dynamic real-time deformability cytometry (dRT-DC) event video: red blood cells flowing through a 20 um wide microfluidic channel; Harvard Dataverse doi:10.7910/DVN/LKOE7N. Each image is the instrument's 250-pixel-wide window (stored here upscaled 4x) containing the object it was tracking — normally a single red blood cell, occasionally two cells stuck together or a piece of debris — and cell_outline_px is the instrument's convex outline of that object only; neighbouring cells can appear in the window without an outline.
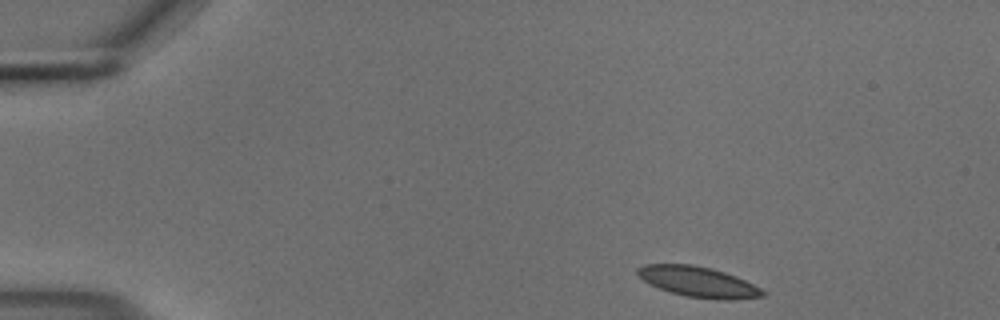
{"species": "common noctule bat (a hibernating species)", "species_latin": "Nyctalus noctula", "temperature_condition": "cold", "stored_images_in_passage": 48, "camera_frame_rate_fps": 3000, "um_per_image_px": 0.085, "animal": {"sex": "male", "body_mass_g": 18.8}, "frame": {"image": 1, "passage_image": 1, "time_ms": 0.0, "image_size_px": [1000, 320], "cell_outline_px": [[768, 292], [764, 296], [728, 300], [716, 300], [684, 296], [660, 288], [644, 280], [636, 272], [636, 268], [644, 264], [692, 264], [712, 268], [736, 276]], "centroid_in_image_um": [59.37, 23.95], "position_along_channel_um": 25.6, "area_um2": 22.14}}
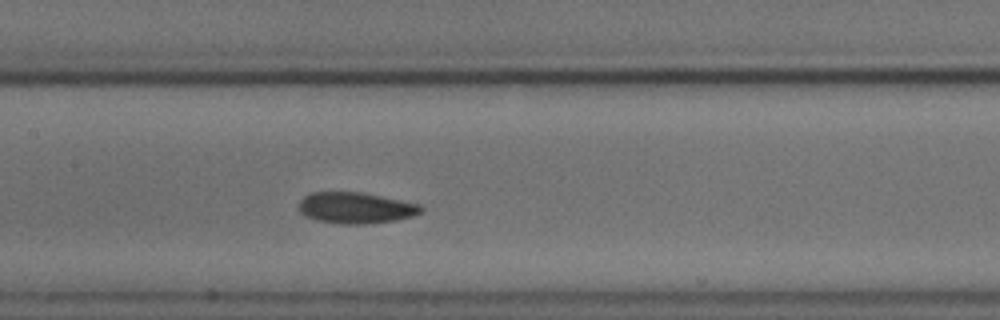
{"frame": {"image": 2, "passage_image": 20, "time_ms": 6.333, "image_size_px": [1000, 320], "cell_outline_px": [[424, 208], [420, 212], [412, 216], [392, 220], [364, 224], [340, 224], [316, 220], [304, 216], [300, 212], [300, 200], [304, 196], [312, 192], [364, 192], [420, 204]], "centroid_in_image_um": [30.21, 17.66], "position_along_channel_um": 177.2, "area_um2": 22.14}}
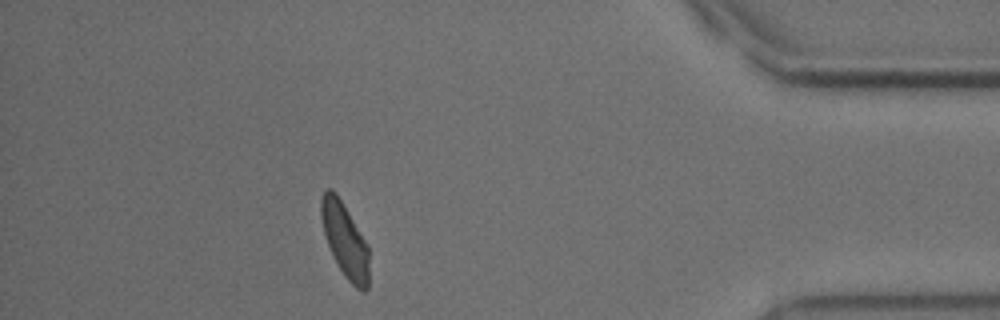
{"frame": {"image": 3, "passage_image": 42, "time_ms": 13.667, "image_size_px": [1000, 320], "cell_outline_px": [[368, 288], [364, 292], [360, 292], [344, 276], [328, 244], [324, 232], [320, 216], [320, 196], [328, 188], [332, 188], [336, 192], [368, 244]], "centroid_in_image_um": [29.31, 20.39], "position_along_channel_um": 405.9, "area_um2": 20.63}, "authors_computed_cell_mechanics": {"area_um2": 21.7328, "velocity_mm_per_s": 3.6697, "shape_relaxation_time_tau1_ms": 4.7105, "shape_relaxation_time_tau2_ms": 8.4104, "deformation_change_tau1": 0.1075, "deformation_change_tau2": 0.1021}}